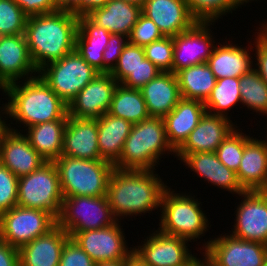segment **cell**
Instances as JSON below:
<instances>
[{
  "label": "cell",
  "mask_w": 267,
  "mask_h": 266,
  "mask_svg": "<svg viewBox=\"0 0 267 266\" xmlns=\"http://www.w3.org/2000/svg\"><path fill=\"white\" fill-rule=\"evenodd\" d=\"M155 172L157 171L113 169L106 197L118 221L124 217L152 213L156 209L159 211L168 183Z\"/></svg>",
  "instance_id": "cell-1"
},
{
  "label": "cell",
  "mask_w": 267,
  "mask_h": 266,
  "mask_svg": "<svg viewBox=\"0 0 267 266\" xmlns=\"http://www.w3.org/2000/svg\"><path fill=\"white\" fill-rule=\"evenodd\" d=\"M2 92L8 96V102L1 107L6 118L3 121L13 119L26 129L53 120H68V105L39 75L8 84Z\"/></svg>",
  "instance_id": "cell-2"
},
{
  "label": "cell",
  "mask_w": 267,
  "mask_h": 266,
  "mask_svg": "<svg viewBox=\"0 0 267 266\" xmlns=\"http://www.w3.org/2000/svg\"><path fill=\"white\" fill-rule=\"evenodd\" d=\"M78 17L59 10L27 17L24 35L37 70L75 50Z\"/></svg>",
  "instance_id": "cell-3"
},
{
  "label": "cell",
  "mask_w": 267,
  "mask_h": 266,
  "mask_svg": "<svg viewBox=\"0 0 267 266\" xmlns=\"http://www.w3.org/2000/svg\"><path fill=\"white\" fill-rule=\"evenodd\" d=\"M176 151L168 142L163 118L150 117L133 124L114 168L121 170H156L162 155ZM156 166V167H155Z\"/></svg>",
  "instance_id": "cell-4"
},
{
  "label": "cell",
  "mask_w": 267,
  "mask_h": 266,
  "mask_svg": "<svg viewBox=\"0 0 267 266\" xmlns=\"http://www.w3.org/2000/svg\"><path fill=\"white\" fill-rule=\"evenodd\" d=\"M171 189L168 186L163 192L159 217L160 227L157 230L195 242L202 238L201 236H204L210 228L209 218L201 208L202 202L191 193H180V191L178 193Z\"/></svg>",
  "instance_id": "cell-5"
},
{
  "label": "cell",
  "mask_w": 267,
  "mask_h": 266,
  "mask_svg": "<svg viewBox=\"0 0 267 266\" xmlns=\"http://www.w3.org/2000/svg\"><path fill=\"white\" fill-rule=\"evenodd\" d=\"M63 197L106 196L114 165L105 160L60 156L54 161Z\"/></svg>",
  "instance_id": "cell-6"
},
{
  "label": "cell",
  "mask_w": 267,
  "mask_h": 266,
  "mask_svg": "<svg viewBox=\"0 0 267 266\" xmlns=\"http://www.w3.org/2000/svg\"><path fill=\"white\" fill-rule=\"evenodd\" d=\"M63 199L54 162H46L39 169L18 178L17 205L20 207L46 211L57 220Z\"/></svg>",
  "instance_id": "cell-7"
},
{
  "label": "cell",
  "mask_w": 267,
  "mask_h": 266,
  "mask_svg": "<svg viewBox=\"0 0 267 266\" xmlns=\"http://www.w3.org/2000/svg\"><path fill=\"white\" fill-rule=\"evenodd\" d=\"M99 73L76 49L38 70V75L67 105Z\"/></svg>",
  "instance_id": "cell-8"
},
{
  "label": "cell",
  "mask_w": 267,
  "mask_h": 266,
  "mask_svg": "<svg viewBox=\"0 0 267 266\" xmlns=\"http://www.w3.org/2000/svg\"><path fill=\"white\" fill-rule=\"evenodd\" d=\"M57 225L67 233L97 230L115 224L106 196L63 197Z\"/></svg>",
  "instance_id": "cell-9"
},
{
  "label": "cell",
  "mask_w": 267,
  "mask_h": 266,
  "mask_svg": "<svg viewBox=\"0 0 267 266\" xmlns=\"http://www.w3.org/2000/svg\"><path fill=\"white\" fill-rule=\"evenodd\" d=\"M209 239L200 249L207 266H263L267 259V245L263 243L245 241L229 233Z\"/></svg>",
  "instance_id": "cell-10"
},
{
  "label": "cell",
  "mask_w": 267,
  "mask_h": 266,
  "mask_svg": "<svg viewBox=\"0 0 267 266\" xmlns=\"http://www.w3.org/2000/svg\"><path fill=\"white\" fill-rule=\"evenodd\" d=\"M56 225L57 220L50 213L17 205L0 215V240L19 249Z\"/></svg>",
  "instance_id": "cell-11"
},
{
  "label": "cell",
  "mask_w": 267,
  "mask_h": 266,
  "mask_svg": "<svg viewBox=\"0 0 267 266\" xmlns=\"http://www.w3.org/2000/svg\"><path fill=\"white\" fill-rule=\"evenodd\" d=\"M143 240L133 247V253L146 266H187L197 257L192 255L190 241L182 237L154 229Z\"/></svg>",
  "instance_id": "cell-12"
},
{
  "label": "cell",
  "mask_w": 267,
  "mask_h": 266,
  "mask_svg": "<svg viewBox=\"0 0 267 266\" xmlns=\"http://www.w3.org/2000/svg\"><path fill=\"white\" fill-rule=\"evenodd\" d=\"M122 230L124 229L120 221H117L101 229L69 232L68 235L97 264L127 259L133 254L134 248L127 246L125 233Z\"/></svg>",
  "instance_id": "cell-13"
},
{
  "label": "cell",
  "mask_w": 267,
  "mask_h": 266,
  "mask_svg": "<svg viewBox=\"0 0 267 266\" xmlns=\"http://www.w3.org/2000/svg\"><path fill=\"white\" fill-rule=\"evenodd\" d=\"M216 22L197 21L190 29L173 36L172 73L183 68L207 63L215 44L211 27Z\"/></svg>",
  "instance_id": "cell-14"
},
{
  "label": "cell",
  "mask_w": 267,
  "mask_h": 266,
  "mask_svg": "<svg viewBox=\"0 0 267 266\" xmlns=\"http://www.w3.org/2000/svg\"><path fill=\"white\" fill-rule=\"evenodd\" d=\"M235 210L232 236L267 245V191H245Z\"/></svg>",
  "instance_id": "cell-15"
},
{
  "label": "cell",
  "mask_w": 267,
  "mask_h": 266,
  "mask_svg": "<svg viewBox=\"0 0 267 266\" xmlns=\"http://www.w3.org/2000/svg\"><path fill=\"white\" fill-rule=\"evenodd\" d=\"M18 130L3 121L0 128V163L19 178L39 169L47 161Z\"/></svg>",
  "instance_id": "cell-16"
},
{
  "label": "cell",
  "mask_w": 267,
  "mask_h": 266,
  "mask_svg": "<svg viewBox=\"0 0 267 266\" xmlns=\"http://www.w3.org/2000/svg\"><path fill=\"white\" fill-rule=\"evenodd\" d=\"M37 75L25 35L0 36V91L8 84Z\"/></svg>",
  "instance_id": "cell-17"
},
{
  "label": "cell",
  "mask_w": 267,
  "mask_h": 266,
  "mask_svg": "<svg viewBox=\"0 0 267 266\" xmlns=\"http://www.w3.org/2000/svg\"><path fill=\"white\" fill-rule=\"evenodd\" d=\"M118 82L110 73H99L69 103L68 116L98 119L108 112Z\"/></svg>",
  "instance_id": "cell-18"
},
{
  "label": "cell",
  "mask_w": 267,
  "mask_h": 266,
  "mask_svg": "<svg viewBox=\"0 0 267 266\" xmlns=\"http://www.w3.org/2000/svg\"><path fill=\"white\" fill-rule=\"evenodd\" d=\"M236 127L232 120L206 112L184 144L176 151L175 157L181 160L186 154L216 152Z\"/></svg>",
  "instance_id": "cell-19"
},
{
  "label": "cell",
  "mask_w": 267,
  "mask_h": 266,
  "mask_svg": "<svg viewBox=\"0 0 267 266\" xmlns=\"http://www.w3.org/2000/svg\"><path fill=\"white\" fill-rule=\"evenodd\" d=\"M141 13L151 19L164 36H176L197 22L186 0H146Z\"/></svg>",
  "instance_id": "cell-20"
},
{
  "label": "cell",
  "mask_w": 267,
  "mask_h": 266,
  "mask_svg": "<svg viewBox=\"0 0 267 266\" xmlns=\"http://www.w3.org/2000/svg\"><path fill=\"white\" fill-rule=\"evenodd\" d=\"M62 156L102 160L98 146L97 119L68 116L63 134Z\"/></svg>",
  "instance_id": "cell-21"
},
{
  "label": "cell",
  "mask_w": 267,
  "mask_h": 266,
  "mask_svg": "<svg viewBox=\"0 0 267 266\" xmlns=\"http://www.w3.org/2000/svg\"><path fill=\"white\" fill-rule=\"evenodd\" d=\"M181 162L185 163L196 176L217 188L240 195L245 192L238 181L237 174L219 161L216 152L186 154Z\"/></svg>",
  "instance_id": "cell-22"
},
{
  "label": "cell",
  "mask_w": 267,
  "mask_h": 266,
  "mask_svg": "<svg viewBox=\"0 0 267 266\" xmlns=\"http://www.w3.org/2000/svg\"><path fill=\"white\" fill-rule=\"evenodd\" d=\"M68 233L58 225L18 249L19 266H58Z\"/></svg>",
  "instance_id": "cell-23"
},
{
  "label": "cell",
  "mask_w": 267,
  "mask_h": 266,
  "mask_svg": "<svg viewBox=\"0 0 267 266\" xmlns=\"http://www.w3.org/2000/svg\"><path fill=\"white\" fill-rule=\"evenodd\" d=\"M227 42V43H226ZM233 41H225L223 44L216 43L211 56L208 59V66L211 68L216 79L226 77L240 78L253 69L252 41L246 47H241ZM218 44V45H217ZM250 45V46H249Z\"/></svg>",
  "instance_id": "cell-24"
},
{
  "label": "cell",
  "mask_w": 267,
  "mask_h": 266,
  "mask_svg": "<svg viewBox=\"0 0 267 266\" xmlns=\"http://www.w3.org/2000/svg\"><path fill=\"white\" fill-rule=\"evenodd\" d=\"M245 191H267V141L252 137L244 146L238 171Z\"/></svg>",
  "instance_id": "cell-25"
},
{
  "label": "cell",
  "mask_w": 267,
  "mask_h": 266,
  "mask_svg": "<svg viewBox=\"0 0 267 266\" xmlns=\"http://www.w3.org/2000/svg\"><path fill=\"white\" fill-rule=\"evenodd\" d=\"M206 112L203 102L181 98L163 117L168 142L175 151L184 144Z\"/></svg>",
  "instance_id": "cell-26"
},
{
  "label": "cell",
  "mask_w": 267,
  "mask_h": 266,
  "mask_svg": "<svg viewBox=\"0 0 267 266\" xmlns=\"http://www.w3.org/2000/svg\"><path fill=\"white\" fill-rule=\"evenodd\" d=\"M150 117L163 118L181 99L178 80L172 72H160L153 80L140 88Z\"/></svg>",
  "instance_id": "cell-27"
},
{
  "label": "cell",
  "mask_w": 267,
  "mask_h": 266,
  "mask_svg": "<svg viewBox=\"0 0 267 266\" xmlns=\"http://www.w3.org/2000/svg\"><path fill=\"white\" fill-rule=\"evenodd\" d=\"M140 14L141 7L136 4L124 0H111L86 16L98 27L106 29L111 34L129 37Z\"/></svg>",
  "instance_id": "cell-28"
},
{
  "label": "cell",
  "mask_w": 267,
  "mask_h": 266,
  "mask_svg": "<svg viewBox=\"0 0 267 266\" xmlns=\"http://www.w3.org/2000/svg\"><path fill=\"white\" fill-rule=\"evenodd\" d=\"M111 33L98 27L87 16L78 17L75 49L98 72L104 73L103 52Z\"/></svg>",
  "instance_id": "cell-29"
},
{
  "label": "cell",
  "mask_w": 267,
  "mask_h": 266,
  "mask_svg": "<svg viewBox=\"0 0 267 266\" xmlns=\"http://www.w3.org/2000/svg\"><path fill=\"white\" fill-rule=\"evenodd\" d=\"M98 146L102 160L113 165L119 160L133 124L123 118L105 113L97 119Z\"/></svg>",
  "instance_id": "cell-30"
},
{
  "label": "cell",
  "mask_w": 267,
  "mask_h": 266,
  "mask_svg": "<svg viewBox=\"0 0 267 266\" xmlns=\"http://www.w3.org/2000/svg\"><path fill=\"white\" fill-rule=\"evenodd\" d=\"M68 120H53L20 129L30 145L47 161L54 162L62 155L63 134ZM26 131V133H25Z\"/></svg>",
  "instance_id": "cell-31"
},
{
  "label": "cell",
  "mask_w": 267,
  "mask_h": 266,
  "mask_svg": "<svg viewBox=\"0 0 267 266\" xmlns=\"http://www.w3.org/2000/svg\"><path fill=\"white\" fill-rule=\"evenodd\" d=\"M181 98L203 103L209 98L216 84V77L207 63L183 68L175 73Z\"/></svg>",
  "instance_id": "cell-32"
},
{
  "label": "cell",
  "mask_w": 267,
  "mask_h": 266,
  "mask_svg": "<svg viewBox=\"0 0 267 266\" xmlns=\"http://www.w3.org/2000/svg\"><path fill=\"white\" fill-rule=\"evenodd\" d=\"M107 113L123 118L132 124L140 123L150 118L140 89L127 88L121 84H118L114 91Z\"/></svg>",
  "instance_id": "cell-33"
},
{
  "label": "cell",
  "mask_w": 267,
  "mask_h": 266,
  "mask_svg": "<svg viewBox=\"0 0 267 266\" xmlns=\"http://www.w3.org/2000/svg\"><path fill=\"white\" fill-rule=\"evenodd\" d=\"M241 103L239 78L226 77L217 79L215 87L204 103L206 111L212 115L223 116L228 119V111Z\"/></svg>",
  "instance_id": "cell-34"
},
{
  "label": "cell",
  "mask_w": 267,
  "mask_h": 266,
  "mask_svg": "<svg viewBox=\"0 0 267 266\" xmlns=\"http://www.w3.org/2000/svg\"><path fill=\"white\" fill-rule=\"evenodd\" d=\"M241 104L257 115L267 116V85L252 69L239 78ZM259 113V114H258Z\"/></svg>",
  "instance_id": "cell-35"
},
{
  "label": "cell",
  "mask_w": 267,
  "mask_h": 266,
  "mask_svg": "<svg viewBox=\"0 0 267 266\" xmlns=\"http://www.w3.org/2000/svg\"><path fill=\"white\" fill-rule=\"evenodd\" d=\"M250 1L258 0H186V3L197 21L216 22Z\"/></svg>",
  "instance_id": "cell-36"
},
{
  "label": "cell",
  "mask_w": 267,
  "mask_h": 266,
  "mask_svg": "<svg viewBox=\"0 0 267 266\" xmlns=\"http://www.w3.org/2000/svg\"><path fill=\"white\" fill-rule=\"evenodd\" d=\"M238 127L230 132L216 151L219 161L234 172L239 169L245 144L252 138L251 134H244Z\"/></svg>",
  "instance_id": "cell-37"
},
{
  "label": "cell",
  "mask_w": 267,
  "mask_h": 266,
  "mask_svg": "<svg viewBox=\"0 0 267 266\" xmlns=\"http://www.w3.org/2000/svg\"><path fill=\"white\" fill-rule=\"evenodd\" d=\"M27 17L14 0H0V36L24 34Z\"/></svg>",
  "instance_id": "cell-38"
},
{
  "label": "cell",
  "mask_w": 267,
  "mask_h": 266,
  "mask_svg": "<svg viewBox=\"0 0 267 266\" xmlns=\"http://www.w3.org/2000/svg\"><path fill=\"white\" fill-rule=\"evenodd\" d=\"M173 49V37L164 36L144 47L145 57L161 72H172Z\"/></svg>",
  "instance_id": "cell-39"
},
{
  "label": "cell",
  "mask_w": 267,
  "mask_h": 266,
  "mask_svg": "<svg viewBox=\"0 0 267 266\" xmlns=\"http://www.w3.org/2000/svg\"><path fill=\"white\" fill-rule=\"evenodd\" d=\"M145 58L143 47L128 42L110 74L120 84Z\"/></svg>",
  "instance_id": "cell-40"
},
{
  "label": "cell",
  "mask_w": 267,
  "mask_h": 266,
  "mask_svg": "<svg viewBox=\"0 0 267 266\" xmlns=\"http://www.w3.org/2000/svg\"><path fill=\"white\" fill-rule=\"evenodd\" d=\"M163 37L164 35L157 25L141 13L136 24L131 30L128 42L144 48L146 45H149L153 41H157Z\"/></svg>",
  "instance_id": "cell-41"
},
{
  "label": "cell",
  "mask_w": 267,
  "mask_h": 266,
  "mask_svg": "<svg viewBox=\"0 0 267 266\" xmlns=\"http://www.w3.org/2000/svg\"><path fill=\"white\" fill-rule=\"evenodd\" d=\"M18 177L0 163V215L17 206Z\"/></svg>",
  "instance_id": "cell-42"
},
{
  "label": "cell",
  "mask_w": 267,
  "mask_h": 266,
  "mask_svg": "<svg viewBox=\"0 0 267 266\" xmlns=\"http://www.w3.org/2000/svg\"><path fill=\"white\" fill-rule=\"evenodd\" d=\"M161 71L147 58L120 83L127 88L140 89L153 80Z\"/></svg>",
  "instance_id": "cell-43"
},
{
  "label": "cell",
  "mask_w": 267,
  "mask_h": 266,
  "mask_svg": "<svg viewBox=\"0 0 267 266\" xmlns=\"http://www.w3.org/2000/svg\"><path fill=\"white\" fill-rule=\"evenodd\" d=\"M58 266H96V263L75 240L70 237L65 242Z\"/></svg>",
  "instance_id": "cell-44"
},
{
  "label": "cell",
  "mask_w": 267,
  "mask_h": 266,
  "mask_svg": "<svg viewBox=\"0 0 267 266\" xmlns=\"http://www.w3.org/2000/svg\"><path fill=\"white\" fill-rule=\"evenodd\" d=\"M257 28H259L258 32L253 34L256 36H254V40H252L253 46L255 45L253 48L255 49V53H253L255 57H253V59H255L253 61V69L267 85V33L261 27Z\"/></svg>",
  "instance_id": "cell-45"
},
{
  "label": "cell",
  "mask_w": 267,
  "mask_h": 266,
  "mask_svg": "<svg viewBox=\"0 0 267 266\" xmlns=\"http://www.w3.org/2000/svg\"><path fill=\"white\" fill-rule=\"evenodd\" d=\"M128 37L120 34H111L106 49L103 52L104 73H110L116 66Z\"/></svg>",
  "instance_id": "cell-46"
},
{
  "label": "cell",
  "mask_w": 267,
  "mask_h": 266,
  "mask_svg": "<svg viewBox=\"0 0 267 266\" xmlns=\"http://www.w3.org/2000/svg\"><path fill=\"white\" fill-rule=\"evenodd\" d=\"M27 16L58 11L54 0H14Z\"/></svg>",
  "instance_id": "cell-47"
},
{
  "label": "cell",
  "mask_w": 267,
  "mask_h": 266,
  "mask_svg": "<svg viewBox=\"0 0 267 266\" xmlns=\"http://www.w3.org/2000/svg\"><path fill=\"white\" fill-rule=\"evenodd\" d=\"M0 266H19L18 249L0 240Z\"/></svg>",
  "instance_id": "cell-48"
},
{
  "label": "cell",
  "mask_w": 267,
  "mask_h": 266,
  "mask_svg": "<svg viewBox=\"0 0 267 266\" xmlns=\"http://www.w3.org/2000/svg\"><path fill=\"white\" fill-rule=\"evenodd\" d=\"M57 10L81 16V0H54Z\"/></svg>",
  "instance_id": "cell-49"
},
{
  "label": "cell",
  "mask_w": 267,
  "mask_h": 266,
  "mask_svg": "<svg viewBox=\"0 0 267 266\" xmlns=\"http://www.w3.org/2000/svg\"><path fill=\"white\" fill-rule=\"evenodd\" d=\"M111 0H81V16H86L92 10L103 7Z\"/></svg>",
  "instance_id": "cell-50"
},
{
  "label": "cell",
  "mask_w": 267,
  "mask_h": 266,
  "mask_svg": "<svg viewBox=\"0 0 267 266\" xmlns=\"http://www.w3.org/2000/svg\"><path fill=\"white\" fill-rule=\"evenodd\" d=\"M96 266H127V259L97 263Z\"/></svg>",
  "instance_id": "cell-51"
},
{
  "label": "cell",
  "mask_w": 267,
  "mask_h": 266,
  "mask_svg": "<svg viewBox=\"0 0 267 266\" xmlns=\"http://www.w3.org/2000/svg\"><path fill=\"white\" fill-rule=\"evenodd\" d=\"M127 266H146L144 265L137 257L134 256V253L127 258Z\"/></svg>",
  "instance_id": "cell-52"
},
{
  "label": "cell",
  "mask_w": 267,
  "mask_h": 266,
  "mask_svg": "<svg viewBox=\"0 0 267 266\" xmlns=\"http://www.w3.org/2000/svg\"><path fill=\"white\" fill-rule=\"evenodd\" d=\"M202 260L200 258H195L189 265L187 266H207L206 259L204 255L202 254Z\"/></svg>",
  "instance_id": "cell-53"
},
{
  "label": "cell",
  "mask_w": 267,
  "mask_h": 266,
  "mask_svg": "<svg viewBox=\"0 0 267 266\" xmlns=\"http://www.w3.org/2000/svg\"><path fill=\"white\" fill-rule=\"evenodd\" d=\"M124 1L136 4V5L140 6V7H142L146 0H124Z\"/></svg>",
  "instance_id": "cell-54"
},
{
  "label": "cell",
  "mask_w": 267,
  "mask_h": 266,
  "mask_svg": "<svg viewBox=\"0 0 267 266\" xmlns=\"http://www.w3.org/2000/svg\"><path fill=\"white\" fill-rule=\"evenodd\" d=\"M259 26L267 33V21H263Z\"/></svg>",
  "instance_id": "cell-55"
},
{
  "label": "cell",
  "mask_w": 267,
  "mask_h": 266,
  "mask_svg": "<svg viewBox=\"0 0 267 266\" xmlns=\"http://www.w3.org/2000/svg\"><path fill=\"white\" fill-rule=\"evenodd\" d=\"M1 107L2 106H0V110H2ZM2 118H3L2 117V111H0V128L3 126V120H2Z\"/></svg>",
  "instance_id": "cell-56"
},
{
  "label": "cell",
  "mask_w": 267,
  "mask_h": 266,
  "mask_svg": "<svg viewBox=\"0 0 267 266\" xmlns=\"http://www.w3.org/2000/svg\"><path fill=\"white\" fill-rule=\"evenodd\" d=\"M263 266H267V259H266V261L264 262Z\"/></svg>",
  "instance_id": "cell-57"
},
{
  "label": "cell",
  "mask_w": 267,
  "mask_h": 266,
  "mask_svg": "<svg viewBox=\"0 0 267 266\" xmlns=\"http://www.w3.org/2000/svg\"><path fill=\"white\" fill-rule=\"evenodd\" d=\"M266 128H267V125H266ZM266 133H267V130H266ZM265 137H266V139H265V140L267 141V135H266V134H265Z\"/></svg>",
  "instance_id": "cell-58"
}]
</instances>
